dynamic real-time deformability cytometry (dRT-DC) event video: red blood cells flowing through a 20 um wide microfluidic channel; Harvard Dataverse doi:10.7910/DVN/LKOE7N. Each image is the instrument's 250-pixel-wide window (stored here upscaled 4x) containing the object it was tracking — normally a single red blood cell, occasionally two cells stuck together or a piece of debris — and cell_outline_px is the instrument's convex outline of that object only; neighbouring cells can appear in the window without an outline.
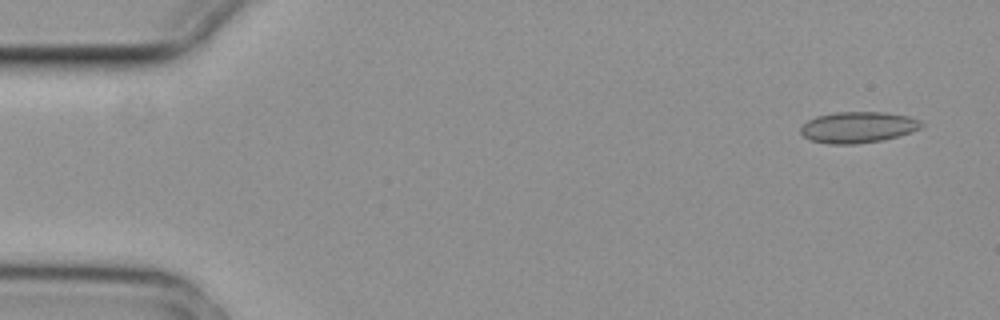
{"species": "common noctule bat (a hibernating species)", "species_latin": "Nyctalus noctula", "temperature_condition": "cold", "stored_images_in_passage": 4, "camera_frame_rate_fps": 3000, "um_per_image_px": 0.085, "animal": {"sex": "female", "body_mass_g": 29.2, "forearm_length_mm": 56.3}, "frame": {"image": 1, "passage_image": 1, "time_ms": 0.0, "image_size_px": [1000, 320], "cell_outline_px": [[924, 124], [920, 128], [896, 136], [880, 140], [856, 144], [828, 144], [808, 140], [800, 132], [800, 128], [808, 120], [816, 116], [836, 112], [884, 112], [908, 116], [920, 120]], "centroid_in_image_um": [72.88, 10.81], "position_along_channel_um": 12.1, "area_um2": 21.79}}
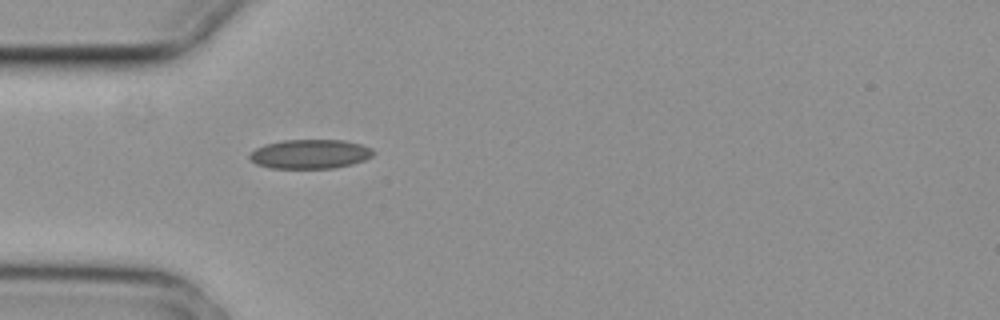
{"frame": {"image": 2, "passage_image": 4, "time_ms": 1.0, "image_size_px": [1000, 320], "cell_outline_px": [[376, 152], [372, 156], [364, 160], [352, 164], [332, 168], [268, 168], [256, 164], [248, 156], [256, 148], [264, 144], [284, 140], [344, 140], [360, 144], [372, 148]], "centroid_in_image_um": [26.36, 13.09], "position_along_channel_um": 58.6, "area_um2": 21.1}}